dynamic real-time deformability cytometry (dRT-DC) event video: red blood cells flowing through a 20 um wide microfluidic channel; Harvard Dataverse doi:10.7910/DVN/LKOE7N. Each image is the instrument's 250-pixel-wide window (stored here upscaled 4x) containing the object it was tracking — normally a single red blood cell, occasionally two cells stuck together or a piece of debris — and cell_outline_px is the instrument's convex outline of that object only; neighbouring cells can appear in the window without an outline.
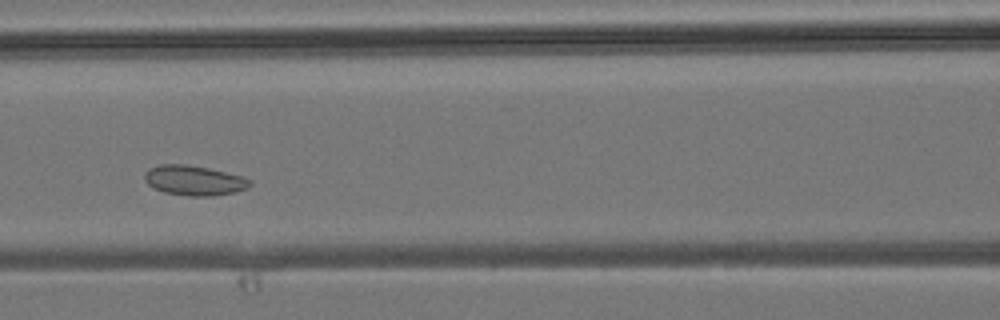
{"species": "common noctule bat (a hibernating species)", "species_latin": "Nyctalus noctula", "temperature_condition": "room temperature", "stored_images_in_passage": 39, "segment_of_instrument_passage": [1, 2], "camera_frame_rate_fps": 3000, "um_per_image_px": 0.085, "animal": {"sex": "male", "body_mass_g": 19.2, "forearm_length_mm": 51.8}, "frame": {"image": 1, "passage_image": 13, "time_ms": 4.0, "image_size_px": [1000, 320], "cell_outline_px": [[252, 184], [248, 188], [236, 192], [212, 196], [188, 196], [164, 192], [152, 188], [144, 180], [144, 172], [148, 168], [160, 164], [184, 164], [208, 168], [244, 176], [252, 180]], "centroid_in_image_um": [16.5, 15.34], "position_along_channel_um": 150.1, "area_um2": 18.67}}
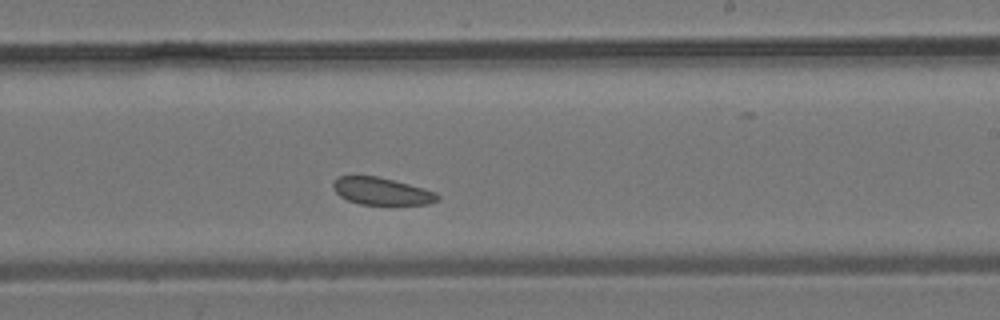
{"frame": {"image": 2, "passage_image": 20, "time_ms": 6.333, "image_size_px": [1000, 320], "cell_outline_px": [[440, 200], [428, 204], [360, 204], [348, 200], [340, 196], [332, 188], [332, 184], [340, 176], [376, 176], [424, 188], [436, 192], [440, 196]], "centroid_in_image_um": [32.46, 16.26], "position_along_channel_um": 256.5, "area_um2": 16.42}}
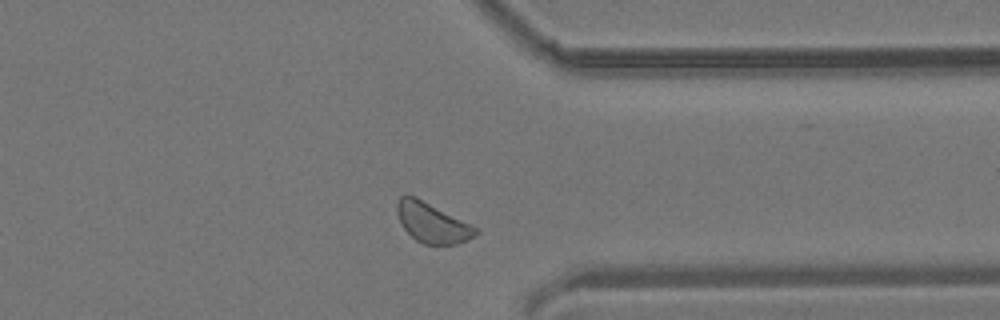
{"frame": {"image": 3, "passage_image": 28, "time_ms": 9.0, "image_size_px": [1000, 320], "cell_outline_px": [[480, 232], [468, 240], [456, 244], [424, 244], [416, 240], [404, 228], [396, 212], [396, 204], [400, 196], [416, 196], [476, 228]], "centroid_in_image_um": [36.71, 18.94], "position_along_channel_um": 374.7, "area_um2": 17.86}}